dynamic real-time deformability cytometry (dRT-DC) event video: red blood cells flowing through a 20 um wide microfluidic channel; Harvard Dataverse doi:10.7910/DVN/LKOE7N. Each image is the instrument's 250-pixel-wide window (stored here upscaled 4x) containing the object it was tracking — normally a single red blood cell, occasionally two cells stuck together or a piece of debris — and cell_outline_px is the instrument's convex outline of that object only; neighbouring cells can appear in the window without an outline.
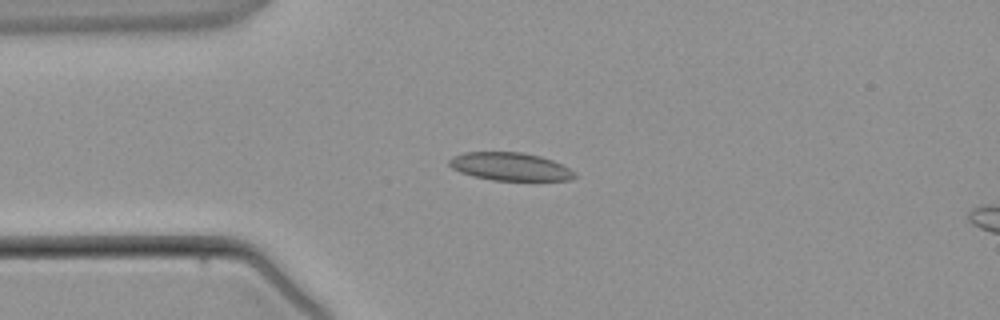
{"species": "common noctule bat (a hibernating species)", "species_latin": "Nyctalus noctula", "temperature_condition": "warm", "stored_images_in_passage": 2, "camera_frame_rate_fps": 3000, "um_per_image_px": 0.085, "animal": {"sex": "male", "body_mass_g": 21.5, "forearm_length_mm": 52.0}, "frame": {"image": 1, "passage_image": 2, "time_ms": 1.333, "image_size_px": [1000, 320], "cell_outline_px": [[576, 176], [568, 180], [536, 184], [492, 180], [472, 176], [460, 172], [452, 168], [448, 164], [448, 160], [464, 152], [520, 152], [540, 156], [552, 160], [568, 168]], "centroid_in_image_um": [43.41, 14.22], "position_along_channel_um": 41.6, "area_um2": 21.27}}